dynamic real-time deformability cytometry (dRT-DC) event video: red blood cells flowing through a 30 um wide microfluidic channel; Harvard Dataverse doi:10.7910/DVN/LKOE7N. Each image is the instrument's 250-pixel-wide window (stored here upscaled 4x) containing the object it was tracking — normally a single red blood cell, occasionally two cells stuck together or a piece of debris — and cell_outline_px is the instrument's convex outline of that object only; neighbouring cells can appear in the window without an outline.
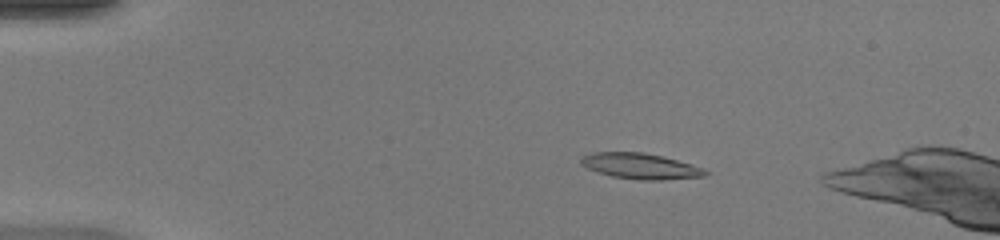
{"species": "common noctule bat (a hibernating species)", "species_latin": "Nyctalus noctula", "temperature_condition": "warm", "stored_images_in_passage": 47, "camera_frame_rate_fps": 3000, "um_per_image_px": 0.085, "animal": {"sex": "female", "body_mass_g": 20.0, "forearm_length_mm": 54.0}, "frame": {"image": 1, "passage_image": 9, "time_ms": 2.667, "image_size_px": [1000, 240], "cell_outline_px": [[708, 172], [704, 176], [660, 180], [640, 180], [612, 176], [588, 168], [580, 164], [580, 156], [592, 152], [644, 152], [692, 164]], "centroid_in_image_um": [54.38, 14.11], "position_along_channel_um": 30.6, "area_um2": 18.38}}
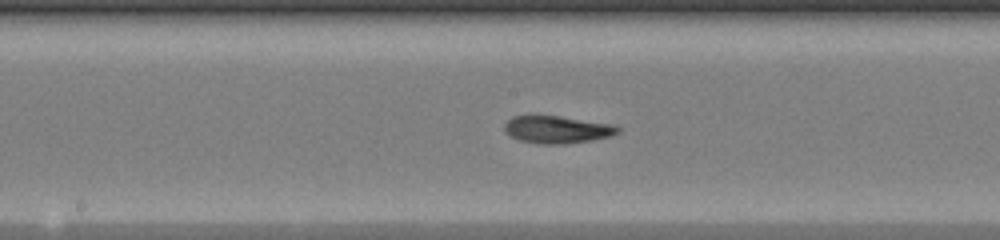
{"frame": {"image": 2, "passage_image": 26, "time_ms": 8.333, "image_size_px": [1000, 240], "cell_outline_px": [[620, 132], [612, 136], [592, 140], [564, 144], [540, 144], [516, 140], [508, 136], [504, 132], [504, 124], [512, 116], [560, 116], [612, 124], [620, 128]], "centroid_in_image_um": [47.32, 11.02], "position_along_channel_um": 200.9, "area_um2": 18.32}}
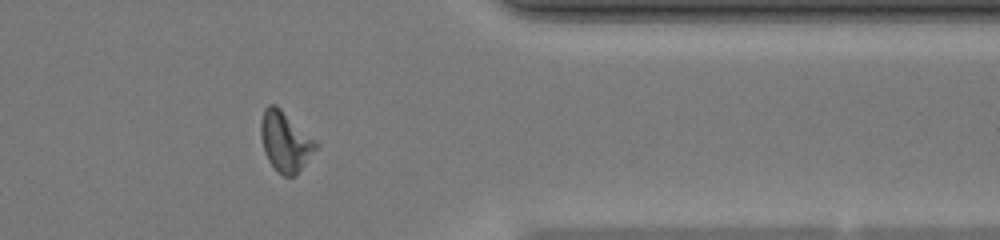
{"frame": {"image": 3, "passage_image": 40, "time_ms": 13.0, "image_size_px": [1000, 240], "cell_outline_px": [[320, 144], [296, 176], [284, 176], [276, 172], [268, 160], [264, 152], [260, 136], [260, 120], [264, 108], [268, 104], [276, 104], [316, 140]], "centroid_in_image_um": [24.23, 12.03], "position_along_channel_um": 387.2, "area_um2": 19.59}}